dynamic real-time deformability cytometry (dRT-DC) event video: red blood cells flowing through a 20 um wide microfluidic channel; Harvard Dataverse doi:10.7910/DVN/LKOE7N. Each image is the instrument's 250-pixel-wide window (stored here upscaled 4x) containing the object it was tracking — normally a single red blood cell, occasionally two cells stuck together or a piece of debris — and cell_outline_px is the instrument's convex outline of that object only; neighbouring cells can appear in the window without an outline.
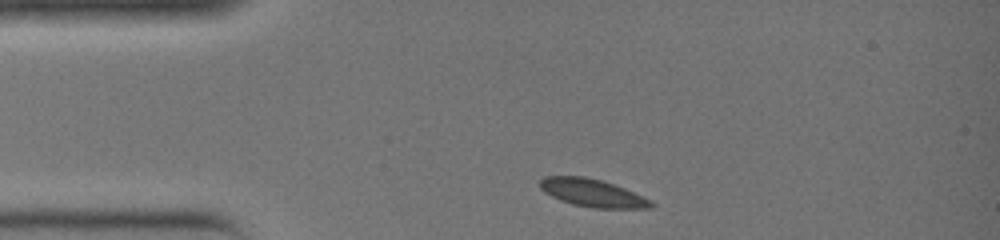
{"species": "common noctule bat (a hibernating species)", "species_latin": "Nyctalus noctula", "temperature_condition": "warm", "stored_images_in_passage": 26, "camera_frame_rate_fps": 3000, "um_per_image_px": 0.085, "animal": {"sex": "female", "body_mass_g": 19.0, "forearm_length_mm": 51.5}, "frame": {"image": 1, "passage_image": 1, "time_ms": 0.0, "image_size_px": [1000, 240], "cell_outline_px": [[656, 204], [652, 208], [596, 208], [572, 204], [560, 200], [544, 192], [540, 188], [540, 180], [544, 176], [584, 176], [604, 180], [624, 188], [652, 200]], "centroid_in_image_um": [50.38, 16.39], "position_along_channel_um": 34.6, "area_um2": 18.09}}
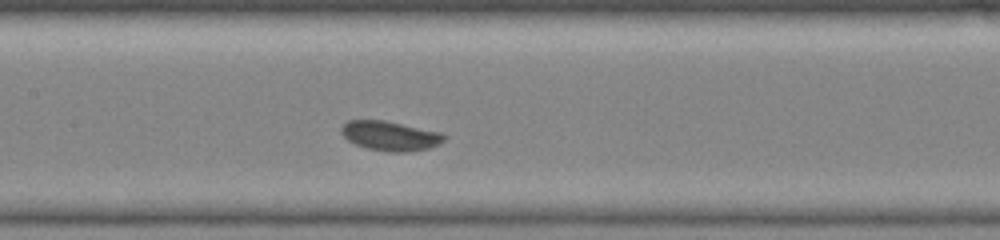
{"frame": {"image": 2, "passage_image": 11, "time_ms": 3.333, "image_size_px": [1000, 240], "cell_outline_px": [[448, 136], [440, 144], [428, 148], [408, 152], [388, 152], [368, 148], [356, 144], [348, 140], [340, 132], [340, 128], [348, 120], [384, 120], [444, 132]], "centroid_in_image_um": [33.22, 11.54], "position_along_channel_um": 174.2, "area_um2": 17.92}}
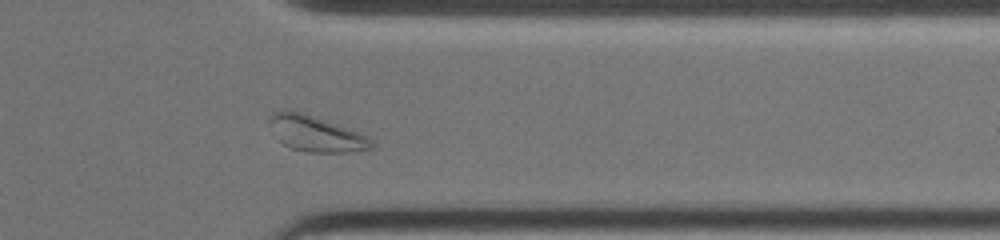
{"frame": {"image": 3, "passage_image": 23, "time_ms": 7.333, "image_size_px": [1000, 240], "cell_outline_px": [[376, 144], [372, 148], [348, 152], [308, 152], [292, 148], [284, 144], [280, 140], [268, 124], [272, 112], [284, 108], [300, 112], [324, 120], [368, 136]], "centroid_in_image_um": [26.83, 11.35], "position_along_channel_um": 384.6, "area_um2": 20.92}}